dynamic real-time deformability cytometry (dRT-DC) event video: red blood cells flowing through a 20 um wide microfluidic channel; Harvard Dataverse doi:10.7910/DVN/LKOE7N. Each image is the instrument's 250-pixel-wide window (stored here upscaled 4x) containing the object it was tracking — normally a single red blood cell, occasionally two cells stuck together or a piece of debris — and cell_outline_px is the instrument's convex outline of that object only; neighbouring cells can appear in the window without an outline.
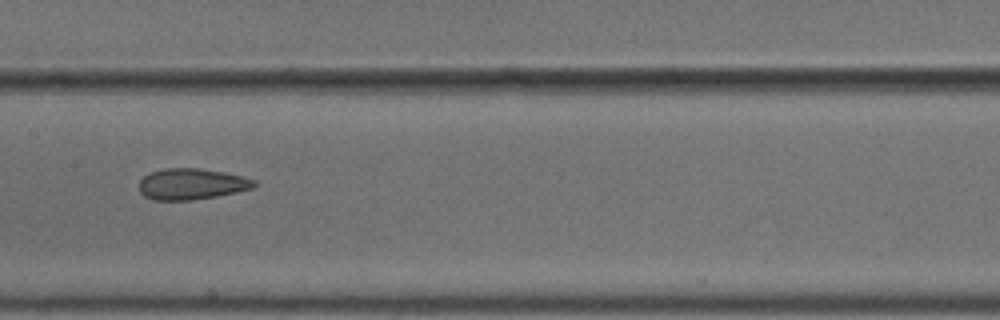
{"species": "common noctule bat (a hibernating species)", "species_latin": "Nyctalus noctula", "temperature_condition": "cold", "stored_images_in_passage": 10, "camera_frame_rate_fps": 3000, "um_per_image_px": 0.085, "animal": {"sex": "male", "body_mass_g": 18.8}, "frame": {"image": 1, "passage_image": 9, "time_ms": 2.667, "image_size_px": [1000, 320], "cell_outline_px": [[256, 184], [252, 188], [236, 192], [216, 196], [192, 200], [152, 200], [144, 196], [140, 192], [140, 180], [144, 176], [152, 172], [164, 168], [196, 168], [224, 172], [256, 180]], "centroid_in_image_um": [16.26, 15.65], "position_along_channel_um": 191.1, "area_um2": 20.69}}
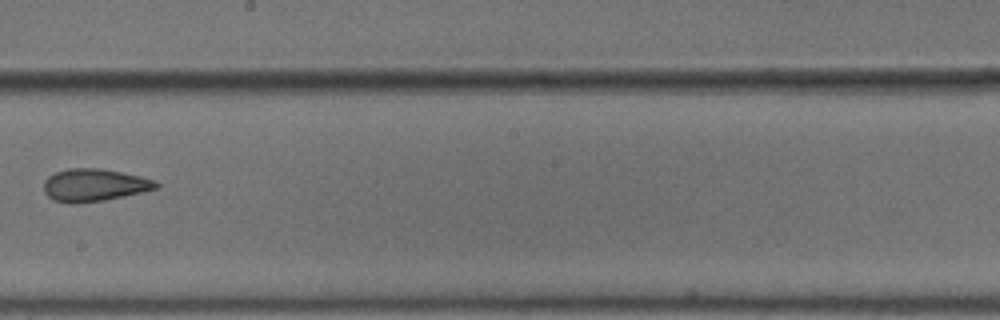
{"frame": {"image": 2, "passage_image": 10, "time_ms": 3.0, "image_size_px": [1000, 320], "cell_outline_px": [[160, 188], [144, 192], [104, 200], [76, 204], [68, 204], [52, 200], [44, 192], [44, 180], [48, 176], [56, 172], [68, 168], [100, 168], [140, 176], [156, 180], [160, 184]], "centroid_in_image_um": [8.02, 15.74], "position_along_channel_um": 240.2, "area_um2": 21.62}}